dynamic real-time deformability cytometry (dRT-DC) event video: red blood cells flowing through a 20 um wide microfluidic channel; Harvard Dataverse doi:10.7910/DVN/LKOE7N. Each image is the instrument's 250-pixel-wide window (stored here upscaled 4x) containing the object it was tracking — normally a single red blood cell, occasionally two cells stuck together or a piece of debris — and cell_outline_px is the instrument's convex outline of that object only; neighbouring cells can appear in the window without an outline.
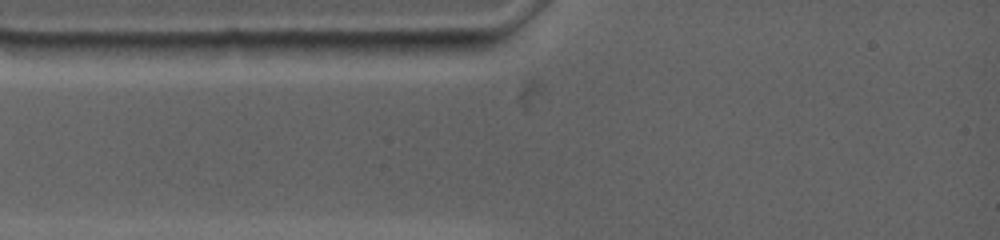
{"species": "common noctule bat (a hibernating species)", "species_latin": "Nyctalus noctula", "temperature_condition": "warm", "stored_images_in_passage": 1, "camera_frame_rate_fps": 4500, "um_per_image_px": 0.085, "animal": {"sex": "female", "body_mass_g": 19.0, "forearm_length_mm": 53.3}, "frame": {"image": 1, "passage_image": 1, "time_ms": 0.0, "image_size_px": [1000, 240], "cell_outline_px": [[328, 44], [312, 60], [224, 60], [212, 44], [220, 40], [328, 40]], "centroid_in_image_um": [22.92, 4.21], "position_along_channel_um": 62.1, "area_um2": 15.03}}